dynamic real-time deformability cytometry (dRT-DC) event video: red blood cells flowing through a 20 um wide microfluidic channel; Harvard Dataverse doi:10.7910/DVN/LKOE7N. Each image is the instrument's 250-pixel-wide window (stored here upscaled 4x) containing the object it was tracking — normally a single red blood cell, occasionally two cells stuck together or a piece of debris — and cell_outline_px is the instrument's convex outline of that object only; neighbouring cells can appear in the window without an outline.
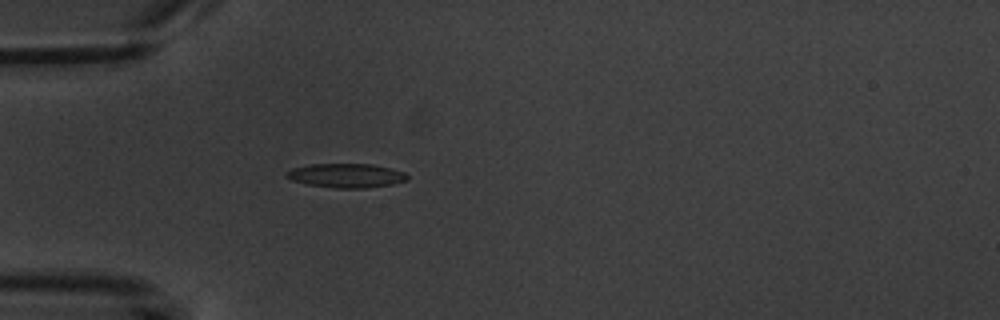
{"species": "common noctule bat (a hibernating species)", "species_latin": "Nyctalus noctula", "temperature_condition": "warm", "stored_images_in_passage": 5, "camera_frame_rate_fps": 3000, "um_per_image_px": 0.085, "animal": {"sex": "male", "body_mass_g": 20.1, "forearm_length_mm": 53.5}, "frame": {"image": 1, "passage_image": 5, "time_ms": 5.667, "image_size_px": [1000, 320], "cell_outline_px": [[408, 180], [392, 184], [364, 188], [336, 188], [308, 184], [292, 180], [284, 176], [284, 172], [292, 168], [308, 164], [372, 164], [404, 172], [408, 176]], "centroid_in_image_um": [29.39, 14.92], "position_along_channel_um": 55.6, "area_um2": 16.94}}